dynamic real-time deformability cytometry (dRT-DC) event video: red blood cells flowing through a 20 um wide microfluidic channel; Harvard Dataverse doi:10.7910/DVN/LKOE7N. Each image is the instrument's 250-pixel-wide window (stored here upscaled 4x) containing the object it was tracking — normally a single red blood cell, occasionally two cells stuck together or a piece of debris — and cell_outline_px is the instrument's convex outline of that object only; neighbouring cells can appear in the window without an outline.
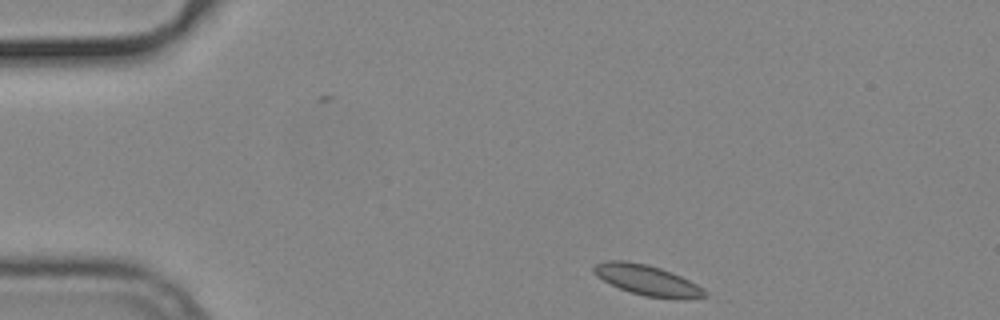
{"species": "common noctule bat (a hibernating species)", "species_latin": "Nyctalus noctula", "temperature_condition": "cold", "stored_images_in_passage": 13, "camera_frame_rate_fps": 3000, "um_per_image_px": 0.085, "animal": {"sex": "male", "body_mass_g": 19.2, "forearm_length_mm": 51.8}, "frame": {"image": 1, "passage_image": 1, "time_ms": 0.0, "image_size_px": [1000, 320], "cell_outline_px": [[708, 292], [704, 296], [684, 300], [680, 300], [644, 296], [628, 292], [596, 276], [592, 268], [596, 264], [608, 260], [624, 260], [644, 264], [660, 268], [680, 276], [704, 288]], "centroid_in_image_um": [55.03, 23.84], "position_along_channel_um": 30.0, "area_um2": 19.59}}
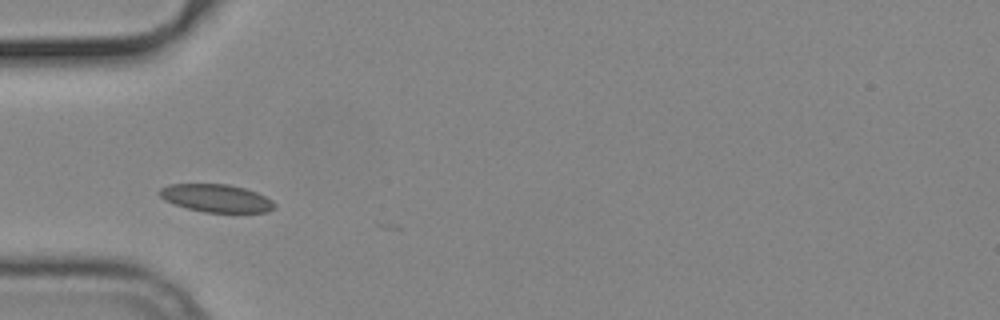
{"frame": {"image": 2, "passage_image": 9, "time_ms": 2.667, "image_size_px": [1000, 320], "cell_outline_px": [[276, 208], [268, 212], [204, 212], [188, 208], [164, 200], [156, 192], [160, 188], [168, 184], [228, 184], [244, 188], [256, 192], [272, 200], [276, 204]], "centroid_in_image_um": [18.38, 16.84], "position_along_channel_um": 66.6, "area_um2": 18.67}}
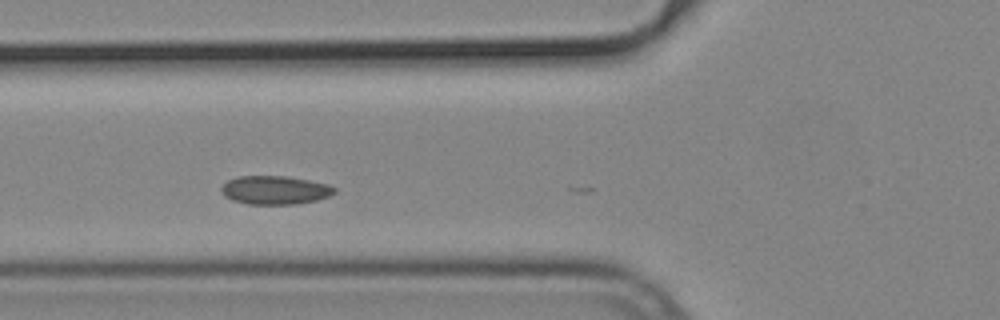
{"frame": {"image": 3, "passage_image": 12, "time_ms": 3.667, "image_size_px": [1000, 320], "cell_outline_px": [[336, 192], [328, 196], [316, 200], [296, 204], [248, 204], [232, 200], [224, 196], [220, 188], [228, 180], [240, 176], [284, 176], [308, 180], [328, 184], [336, 188]], "centroid_in_image_um": [23.36, 16.16], "position_along_channel_um": 102.4, "area_um2": 18.73}}